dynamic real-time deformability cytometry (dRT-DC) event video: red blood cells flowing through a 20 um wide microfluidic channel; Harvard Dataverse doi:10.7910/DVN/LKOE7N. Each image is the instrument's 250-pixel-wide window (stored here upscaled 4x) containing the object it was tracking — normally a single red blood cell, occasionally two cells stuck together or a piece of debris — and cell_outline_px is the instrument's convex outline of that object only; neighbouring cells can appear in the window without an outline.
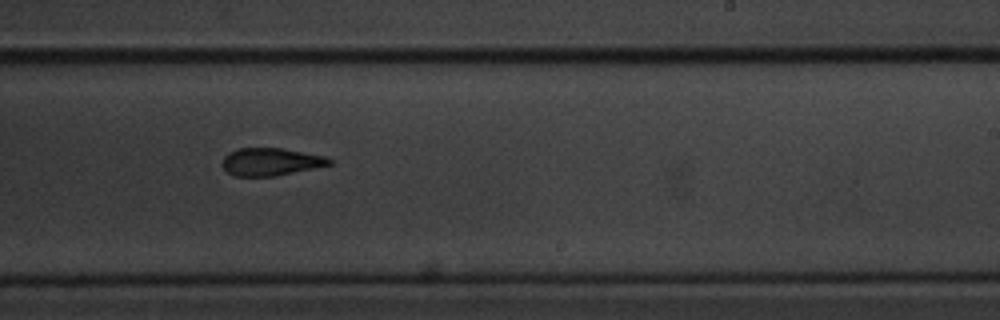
{"species": "common noctule bat (a hibernating species)", "species_latin": "Nyctalus noctula", "temperature_condition": "cold", "stored_images_in_passage": 16, "camera_frame_rate_fps": 3000, "um_per_image_px": 0.085, "animal": {"sex": "male", "body_mass_g": 20.1, "forearm_length_mm": 53.5}, "frame": {"image": 1, "passage_image": 10, "time_ms": 11.333, "image_size_px": [1000, 320], "cell_outline_px": [[332, 164], [272, 176], [236, 176], [228, 172], [220, 164], [224, 156], [228, 152], [236, 148], [280, 148], [328, 156], [332, 160]], "centroid_in_image_um": [22.98, 13.73], "position_along_channel_um": 266.0, "area_um2": 17.17}}
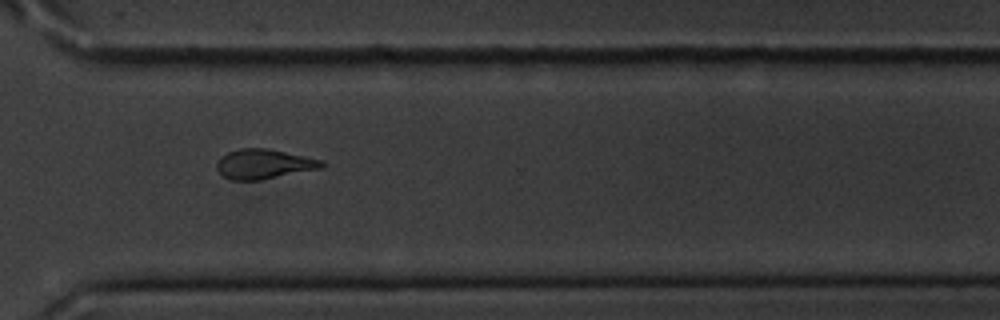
{"frame": {"image": 2, "passage_image": 12, "time_ms": 13.667, "image_size_px": [1000, 320], "cell_outline_px": [[324, 164], [320, 168], [260, 180], [232, 180], [224, 176], [216, 168], [216, 164], [220, 156], [228, 152], [240, 148], [264, 148], [324, 160]], "centroid_in_image_um": [22.39, 13.94], "position_along_channel_um": 348.2, "area_um2": 17.92}, "authors_computed_cell_mechanics": {"area_um2": 16.8198, "velocity_mm_per_s": 3.5191, "shape_relaxation_time_tau1_ms": 4.3028, "shape_relaxation_time_tau2_ms": 4.1795, "deformation_change_tau1": 0.0911, "deformation_change_tau2": 0.1025}}